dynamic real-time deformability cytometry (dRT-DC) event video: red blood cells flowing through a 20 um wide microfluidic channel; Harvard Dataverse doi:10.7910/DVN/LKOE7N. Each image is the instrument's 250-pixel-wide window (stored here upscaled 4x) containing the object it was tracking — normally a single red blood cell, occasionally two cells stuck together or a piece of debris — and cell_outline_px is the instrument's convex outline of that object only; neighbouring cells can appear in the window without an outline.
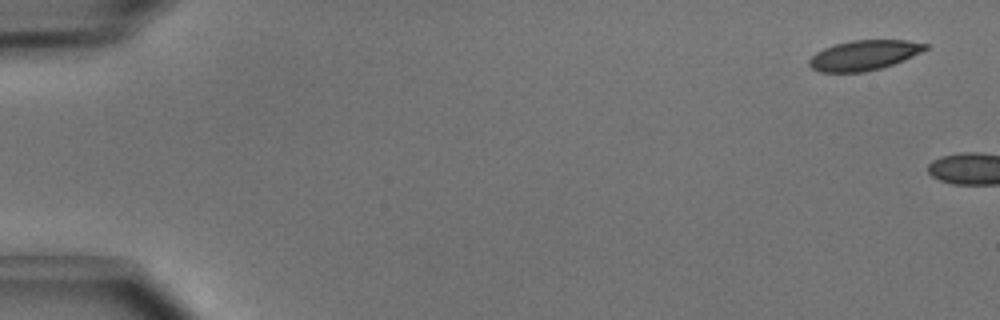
{"species": "common noctule bat (a hibernating species)", "species_latin": "Nyctalus noctula", "temperature_condition": "cold", "stored_images_in_passage": 2, "camera_frame_rate_fps": 3000, "um_per_image_px": 0.085, "animal": {"sex": "male", "body_mass_g": 15.6}, "frame": {"image": 1, "passage_image": 1, "time_ms": 0.0, "image_size_px": [1000, 320], "cell_outline_px": [[928, 48], [904, 60], [880, 68], [864, 72], [820, 72], [812, 68], [808, 64], [808, 60], [816, 52], [824, 48], [836, 44], [852, 40], [908, 40], [928, 44]], "centroid_in_image_um": [73.42, 4.69], "position_along_channel_um": 11.6, "area_um2": 20.17}}